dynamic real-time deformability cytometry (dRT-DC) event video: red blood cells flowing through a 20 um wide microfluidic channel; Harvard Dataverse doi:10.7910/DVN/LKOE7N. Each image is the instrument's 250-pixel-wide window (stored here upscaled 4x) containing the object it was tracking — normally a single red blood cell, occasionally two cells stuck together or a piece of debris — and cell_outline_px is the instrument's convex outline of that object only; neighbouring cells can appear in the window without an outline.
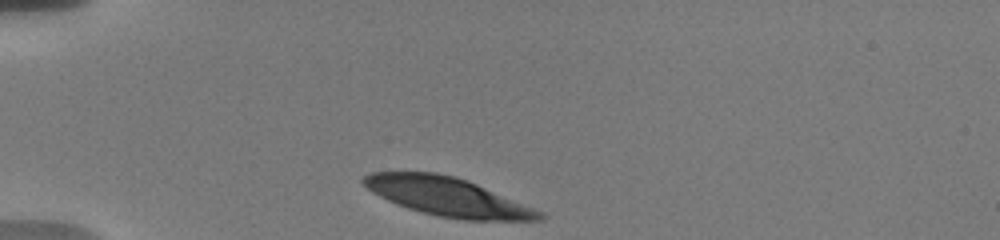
{"species": "human", "species_latin": "Homo sapiens", "temperature_condition": "warm", "stored_images_in_passage": 34, "camera_frame_rate_fps": 3000, "um_per_image_px": 0.085, "donor": {"sex": "male"}, "frame": {"image": 1, "passage_image": 1, "time_ms": 0.0, "image_size_px": [1000, 240], "cell_outline_px": [[548, 216], [544, 220], [464, 220], [436, 216], [408, 208], [396, 204], [372, 192], [360, 180], [364, 176], [372, 172], [436, 172], [456, 176], [468, 180], [544, 212]], "centroid_in_image_um": [38.08, 16.73], "position_along_channel_um": 46.9, "area_um2": 39.65}}
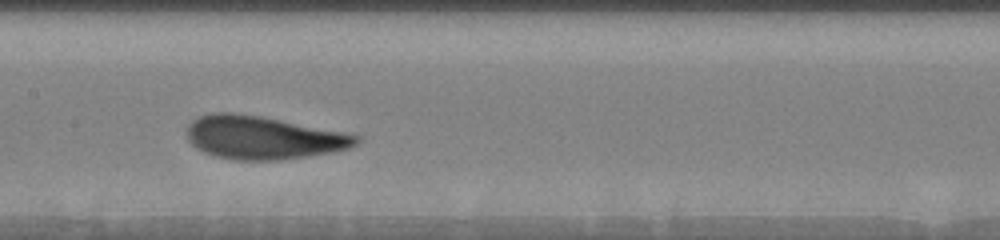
{"frame": {"image": 2, "passage_image": 15, "time_ms": 4.667, "image_size_px": [1000, 240], "cell_outline_px": [[360, 140], [356, 144], [348, 148], [332, 152], [308, 156], [280, 160], [236, 160], [216, 156], [204, 152], [196, 148], [188, 140], [188, 124], [192, 120], [200, 116], [212, 112], [232, 112], [260, 116], [344, 132], [360, 136]], "centroid_in_image_um": [22.34, 11.69], "position_along_channel_um": 185.1, "area_um2": 42.37}}
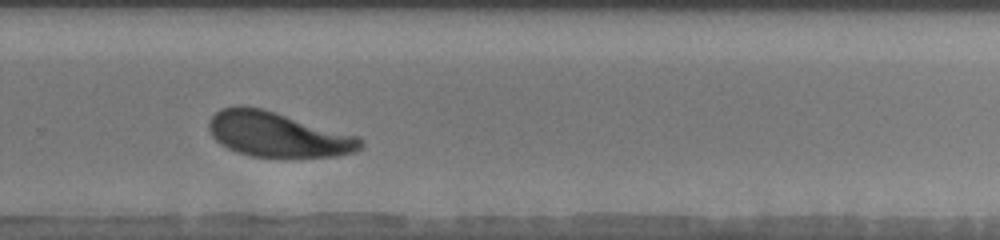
{"frame": {"image": 3, "passage_image": 25, "time_ms": 8.0, "image_size_px": [1000, 240], "cell_outline_px": [[364, 148], [356, 152], [336, 156], [248, 156], [236, 152], [220, 144], [212, 136], [208, 128], [208, 124], [212, 116], [220, 108], [240, 104], [260, 108], [360, 136], [364, 140]], "centroid_in_image_um": [23.62, 11.42], "position_along_channel_um": 306.2, "area_um2": 39.77}, "authors_computed_cell_mechanics": {"area_um2": 41.7605, "velocity_mm_per_s": 3.657, "shape_relaxation_time_tau1_ms": 2.266, "shape_relaxation_time_tau2_ms": 0.943, "deformation_change_tau1": 0.1547, "deformation_change_tau2": 0.0632}}